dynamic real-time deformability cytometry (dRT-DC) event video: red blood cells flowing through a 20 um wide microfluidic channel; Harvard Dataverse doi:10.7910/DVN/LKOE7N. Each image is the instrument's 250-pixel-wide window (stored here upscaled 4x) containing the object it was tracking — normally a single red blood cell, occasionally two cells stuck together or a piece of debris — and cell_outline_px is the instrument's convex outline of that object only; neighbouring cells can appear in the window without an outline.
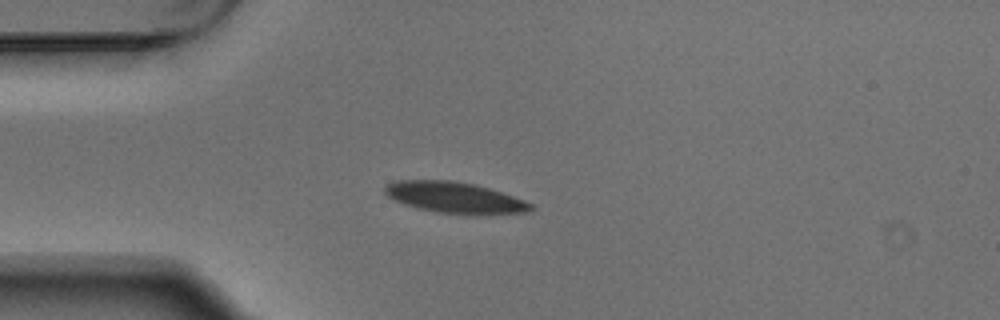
{"species": "Egyptian fruit bat (a non-hibernating species)", "species_latin": "Rousettus aegyptiacus", "temperature_condition": "warm", "stored_images_in_passage": 1, "camera_frame_rate_fps": 3000, "um_per_image_px": 0.085, "animal": {"sex": "male"}, "frame": {"image": 1, "passage_image": 1, "time_ms": 0.0, "image_size_px": [1000, 320], "cell_outline_px": [[532, 208], [528, 212], [480, 216], [472, 216], [436, 212], [416, 208], [392, 200], [384, 192], [384, 188], [388, 184], [396, 180], [452, 180], [476, 184], [524, 200], [532, 204]], "centroid_in_image_um": [38.65, 16.82], "position_along_channel_um": 46.4, "area_um2": 26.93}}